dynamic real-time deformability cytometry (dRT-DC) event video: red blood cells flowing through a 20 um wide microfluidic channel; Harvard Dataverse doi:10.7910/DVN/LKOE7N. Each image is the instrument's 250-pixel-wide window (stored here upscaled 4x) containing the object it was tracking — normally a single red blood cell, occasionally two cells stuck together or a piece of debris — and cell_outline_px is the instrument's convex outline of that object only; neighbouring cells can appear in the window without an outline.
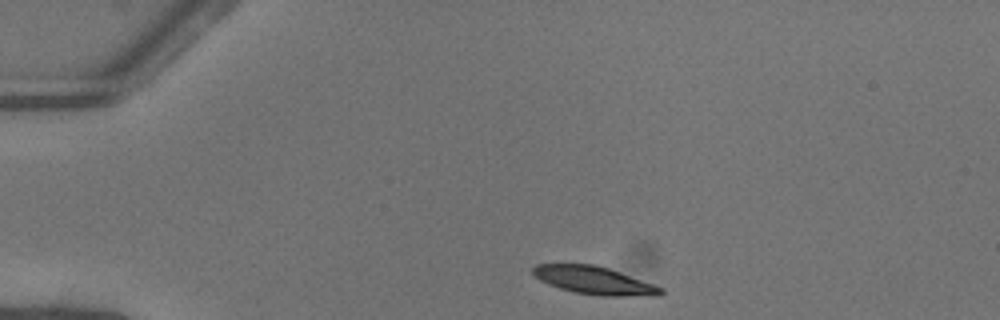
{"species": "common noctule bat (a hibernating species)", "species_latin": "Nyctalus noctula", "temperature_condition": "warm", "stored_images_in_passage": 41, "camera_frame_rate_fps": 3000, "um_per_image_px": 0.085, "animal": {"sex": "female"}, "frame": {"image": 1, "passage_image": 1, "time_ms": 0.0, "image_size_px": [1000, 320], "cell_outline_px": [[664, 292], [660, 296], [600, 296], [576, 292], [560, 288], [548, 284], [540, 280], [532, 272], [532, 268], [536, 264], [596, 264], [608, 268], [664, 288]], "centroid_in_image_um": [50.53, 23.84], "position_along_channel_um": 34.5, "area_um2": 20.69}}
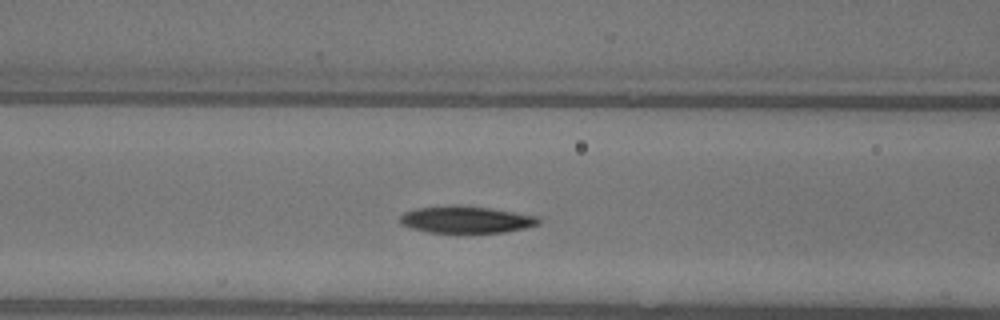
{"frame": {"image": 2, "passage_image": 12, "time_ms": 3.667, "image_size_px": [1000, 320], "cell_outline_px": [[540, 224], [524, 228], [504, 232], [428, 232], [412, 228], [400, 224], [400, 216], [404, 212], [416, 208], [488, 208], [536, 216], [540, 220]], "centroid_in_image_um": [39.63, 18.71], "position_along_channel_um": 127.0, "area_um2": 20.52}}
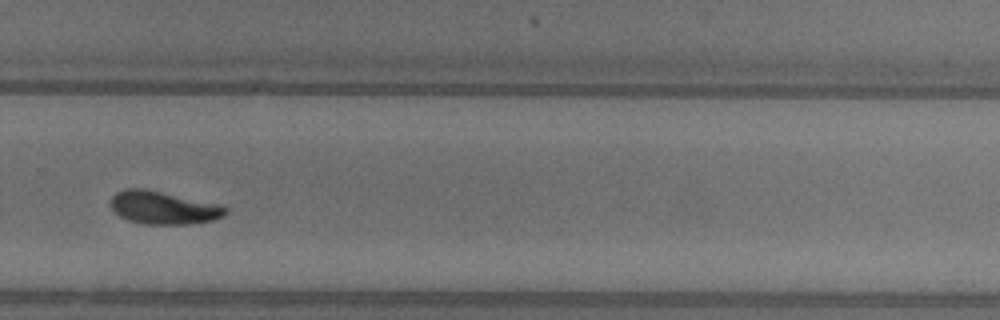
{"frame": {"image": 3, "passage_image": 26, "time_ms": 8.333, "image_size_px": [1000, 320], "cell_outline_px": [[228, 212], [224, 216], [212, 220], [188, 224], [144, 224], [128, 220], [120, 216], [112, 208], [112, 196], [116, 192], [124, 188], [144, 188], [216, 204], [228, 208]], "centroid_in_image_um": [13.87, 17.65], "position_along_channel_um": 315.9, "area_um2": 21.73}, "authors_computed_cell_mechanics": {"area_um2": 21.7328, "velocity_mm_per_s": 4.0536, "shape_relaxation_time_tau1_ms": 3.0814, "shape_relaxation_time_tau2_ms": 5.4016, "deformation_change_tau1": 0.1558, "deformation_change_tau2": 0.1107}}